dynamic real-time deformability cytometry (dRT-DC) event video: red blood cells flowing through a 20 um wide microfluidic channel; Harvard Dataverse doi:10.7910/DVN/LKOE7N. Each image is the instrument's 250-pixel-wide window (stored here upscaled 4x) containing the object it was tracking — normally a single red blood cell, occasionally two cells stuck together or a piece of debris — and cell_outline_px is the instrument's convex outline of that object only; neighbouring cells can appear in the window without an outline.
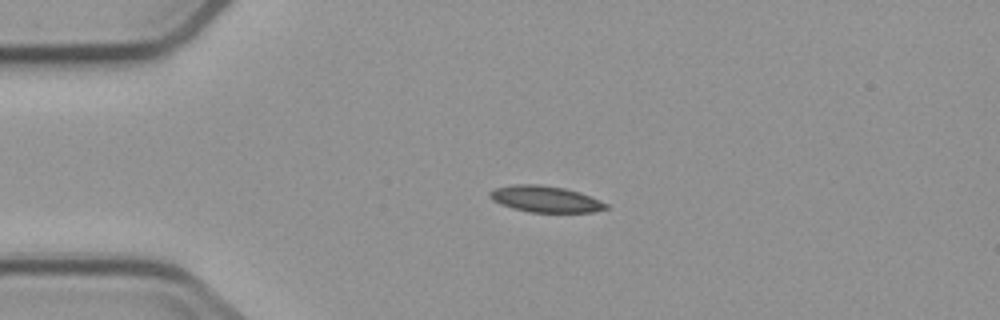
{"species": "common noctule bat (a hibernating species)", "species_latin": "Nyctalus noctula", "temperature_condition": "cold", "stored_images_in_passage": 3, "camera_frame_rate_fps": 3000, "um_per_image_px": 0.085, "animal": {"sex": "male", "body_mass_g": 23.1, "forearm_length_mm": 52.7}, "frame": {"image": 1, "passage_image": 2, "time_ms": 1.333, "image_size_px": [1000, 320], "cell_outline_px": [[608, 208], [592, 212], [528, 212], [512, 208], [500, 204], [492, 200], [488, 196], [488, 192], [496, 188], [512, 184], [536, 184], [564, 188], [580, 192], [600, 200], [608, 204]], "centroid_in_image_um": [46.33, 16.92], "position_along_channel_um": 38.7, "area_um2": 17.86}}